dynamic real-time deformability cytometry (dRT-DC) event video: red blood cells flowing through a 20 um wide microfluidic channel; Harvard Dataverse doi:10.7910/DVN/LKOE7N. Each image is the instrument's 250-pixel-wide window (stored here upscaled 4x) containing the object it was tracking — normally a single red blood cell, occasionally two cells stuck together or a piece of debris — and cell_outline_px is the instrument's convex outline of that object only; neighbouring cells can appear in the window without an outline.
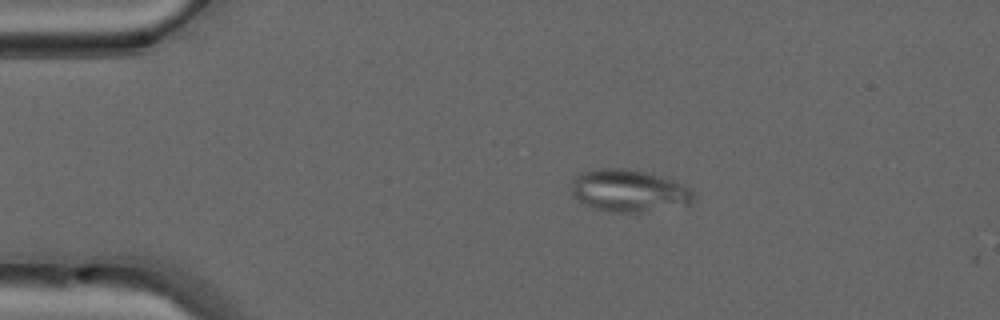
{"species": "common noctule bat (a hibernating species)", "species_latin": "Nyctalus noctula", "temperature_condition": "warm", "stored_images_in_passage": 41, "camera_frame_rate_fps": 3000, "um_per_image_px": 0.085, "animal": {"sex": "male", "forearm_length_mm": 52.5}, "frame": {"image": 1, "passage_image": 1, "time_ms": 0.0, "image_size_px": [1000, 320], "cell_outline_px": [[696, 200], [692, 204], [640, 212], [616, 212], [596, 208], [580, 200], [572, 192], [572, 180], [580, 172], [600, 168], [624, 168], [644, 172], [672, 180], [688, 188], [696, 196]], "centroid_in_image_um": [53.48, 16.2], "position_along_channel_um": 31.5, "area_um2": 29.59}}
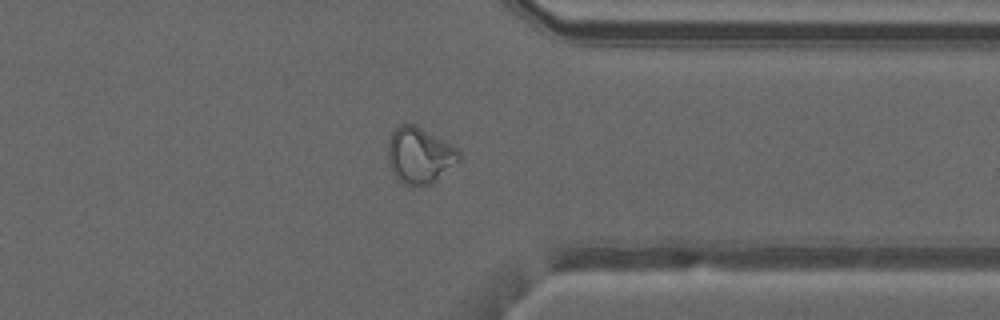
{"frame": {"image": 2, "passage_image": 30, "time_ms": 9.667, "image_size_px": [1000, 320], "cell_outline_px": [[460, 160], [432, 184], [404, 184], [392, 172], [388, 164], [388, 140], [392, 132], [400, 124], [416, 124], [456, 148], [460, 152]], "centroid_in_image_um": [35.65, 13.19], "position_along_channel_um": 375.8, "area_um2": 23.0}}
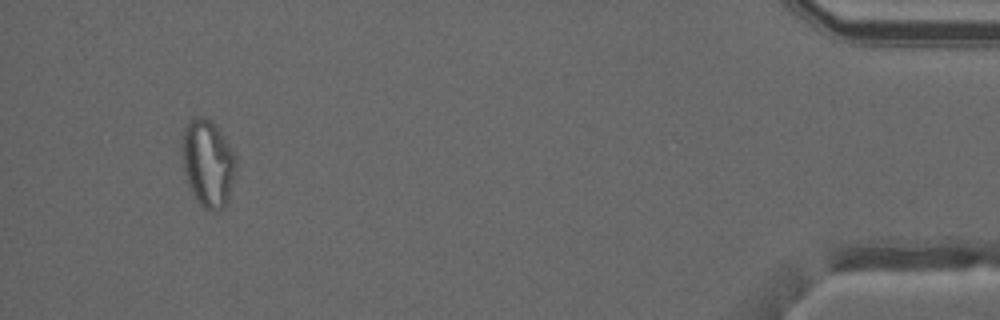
{"frame": {"image": 3, "passage_image": 38, "time_ms": 12.333, "image_size_px": [1000, 320], "cell_outline_px": [[236, 164], [228, 200], [220, 208], [204, 208], [196, 200], [188, 184], [184, 172], [180, 140], [184, 128], [196, 116], [200, 116], [208, 120], [224, 136], [232, 148], [236, 156]], "centroid_in_image_um": [17.64, 13.84], "position_along_channel_um": 417.6, "area_um2": 26.88}, "authors_computed_cell_mechanics": {"area_um2": 23.8714, "velocity_mm_per_s": 4.1407, "shape_relaxation_time_tau1_ms": null, "shape_relaxation_time_tau2_ms": 1.5224, "deformation_change_tau1": null, "deformation_change_tau2": 0.0715}}